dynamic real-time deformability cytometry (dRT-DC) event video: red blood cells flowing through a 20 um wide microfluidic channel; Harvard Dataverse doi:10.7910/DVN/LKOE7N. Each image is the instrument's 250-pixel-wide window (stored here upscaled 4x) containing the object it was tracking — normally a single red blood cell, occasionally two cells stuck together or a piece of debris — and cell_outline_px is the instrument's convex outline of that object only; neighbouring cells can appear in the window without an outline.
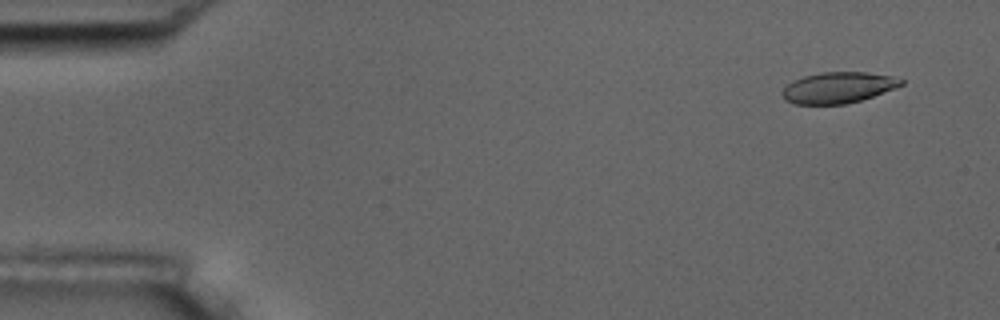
{"species": "common noctule bat (a hibernating species)", "species_latin": "Nyctalus noctula", "temperature_condition": "room temperature", "stored_images_in_passage": 56, "camera_frame_rate_fps": 3000, "um_per_image_px": 0.085, "animal": {"sex": "male", "body_mass_g": 17.5, "forearm_length_mm": 52.3}, "frame": {"image": 1, "passage_image": 4, "time_ms": 1.0, "image_size_px": [1000, 320], "cell_outline_px": [[904, 84], [896, 88], [860, 100], [844, 104], [792, 104], [784, 100], [780, 92], [792, 80], [804, 76], [820, 72], [868, 72], [892, 76], [904, 80]], "centroid_in_image_um": [71.21, 7.44], "position_along_channel_um": 13.8, "area_um2": 21.62}}
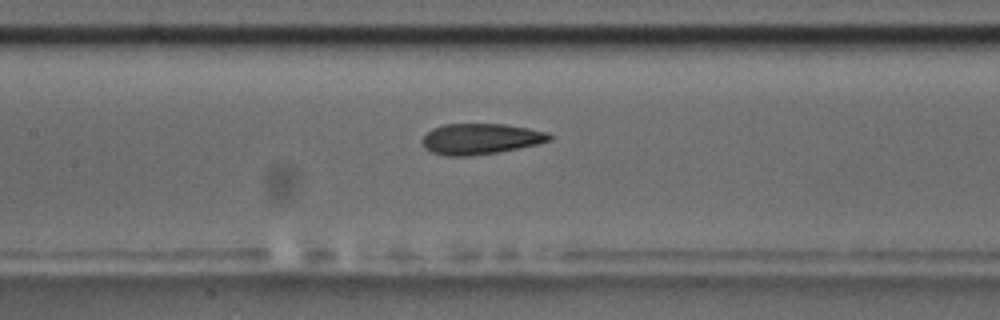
{"frame": {"image": 2, "passage_image": 26, "time_ms": 8.333, "image_size_px": [1000, 320], "cell_outline_px": [[552, 140], [540, 144], [500, 152], [468, 156], [448, 156], [432, 152], [424, 148], [424, 136], [432, 128], [444, 124], [504, 124], [528, 128], [548, 132], [552, 136]], "centroid_in_image_um": [40.9, 11.81], "position_along_channel_um": 166.5, "area_um2": 22.89}}
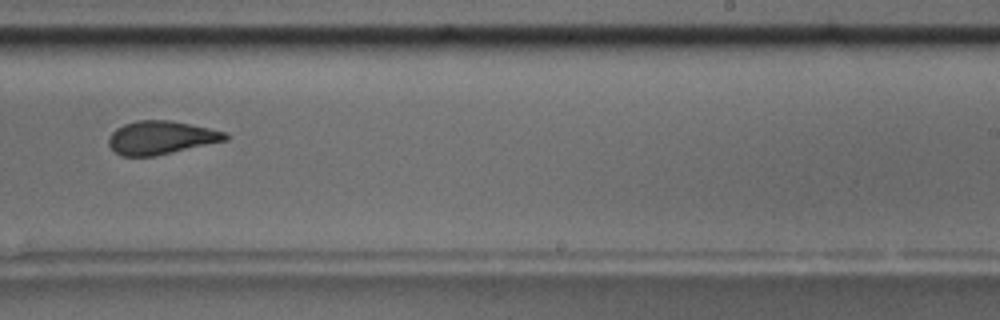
{"frame": {"image": 3, "passage_image": 35, "time_ms": 11.333, "image_size_px": [1000, 320], "cell_outline_px": [[228, 140], [156, 156], [120, 156], [112, 152], [108, 144], [108, 136], [116, 128], [124, 124], [136, 120], [168, 120], [228, 132]], "centroid_in_image_um": [13.64, 11.71], "position_along_channel_um": 275.4, "area_um2": 22.89}, "authors_computed_cell_mechanics": {"area_um2": 23.0911, "velocity_mm_per_s": 3.6423, "shape_relaxation_time_tau1_ms": 7.7799, "shape_relaxation_time_tau2_ms": 2.0322, "deformation_change_tau1": 0.2135, "deformation_change_tau2": 0.0917}}